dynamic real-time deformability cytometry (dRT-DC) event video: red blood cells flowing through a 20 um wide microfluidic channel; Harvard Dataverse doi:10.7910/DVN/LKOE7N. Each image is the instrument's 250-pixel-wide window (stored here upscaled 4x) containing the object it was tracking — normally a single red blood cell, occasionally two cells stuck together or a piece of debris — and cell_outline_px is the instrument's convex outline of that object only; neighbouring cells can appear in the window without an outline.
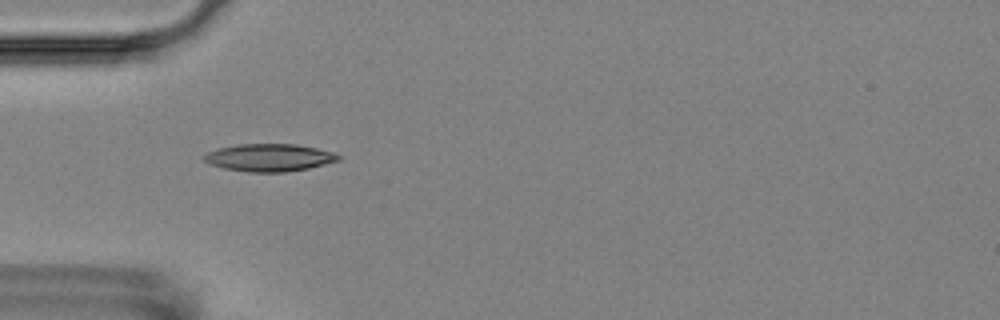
{"species": "Egyptian fruit bat (a non-hibernating species)", "species_latin": "Rousettus aegyptiacus", "temperature_condition": "room temperature", "stored_images_in_passage": 16, "camera_frame_rate_fps": 3000, "um_per_image_px": 0.085, "animal": {"sex": "female"}, "frame": {"image": 1, "passage_image": 5, "time_ms": 4.667, "image_size_px": [1000, 320], "cell_outline_px": [[340, 160], [308, 168], [284, 172], [248, 172], [224, 168], [208, 164], [204, 160], [204, 156], [208, 152], [220, 148], [236, 144], [296, 144], [316, 148], [332, 152], [340, 156]], "centroid_in_image_um": [22.87, 13.39], "position_along_channel_um": 62.1, "area_um2": 21.39}}
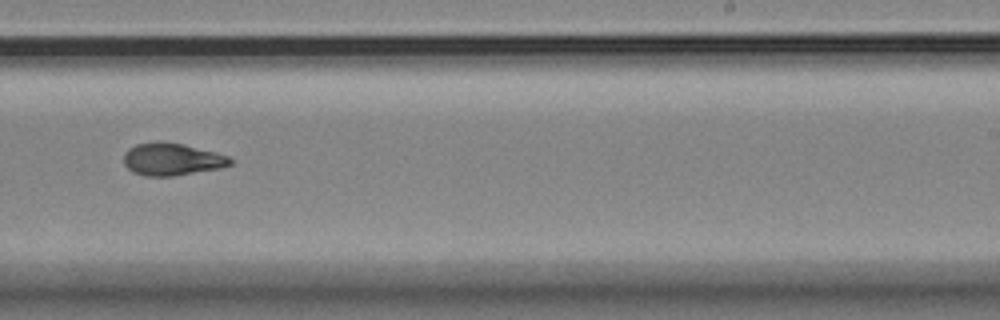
{"frame": {"image": 2, "passage_image": 10, "time_ms": 10.667, "image_size_px": [1000, 320], "cell_outline_px": [[232, 164], [220, 168], [172, 176], [144, 176], [132, 172], [124, 164], [124, 152], [128, 148], [136, 144], [156, 140], [160, 140], [180, 144], [216, 152], [228, 156], [232, 160]], "centroid_in_image_um": [14.57, 13.53], "position_along_channel_um": 274.4, "area_um2": 20.17}}
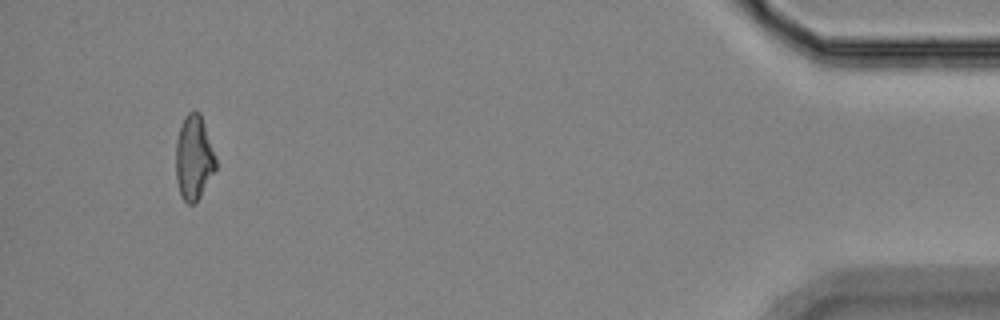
{"frame": {"image": 3, "passage_image": 15, "time_ms": 16.667, "image_size_px": [1000, 320], "cell_outline_px": [[216, 168], [200, 196], [192, 204], [188, 204], [180, 196], [176, 180], [176, 140], [184, 116], [188, 112], [200, 112], [216, 156]], "centroid_in_image_um": [16.47, 13.4], "position_along_channel_um": 418.7, "area_um2": 19.59}, "authors_computed_cell_mechanics": {"area_um2": 20.2011, "velocity_mm_per_s": 3.5658, "shape_relaxation_time_tau1_ms": null, "shape_relaxation_time_tau2_ms": 3.572, "deformation_change_tau1": null, "deformation_change_tau2": 0.0789}}